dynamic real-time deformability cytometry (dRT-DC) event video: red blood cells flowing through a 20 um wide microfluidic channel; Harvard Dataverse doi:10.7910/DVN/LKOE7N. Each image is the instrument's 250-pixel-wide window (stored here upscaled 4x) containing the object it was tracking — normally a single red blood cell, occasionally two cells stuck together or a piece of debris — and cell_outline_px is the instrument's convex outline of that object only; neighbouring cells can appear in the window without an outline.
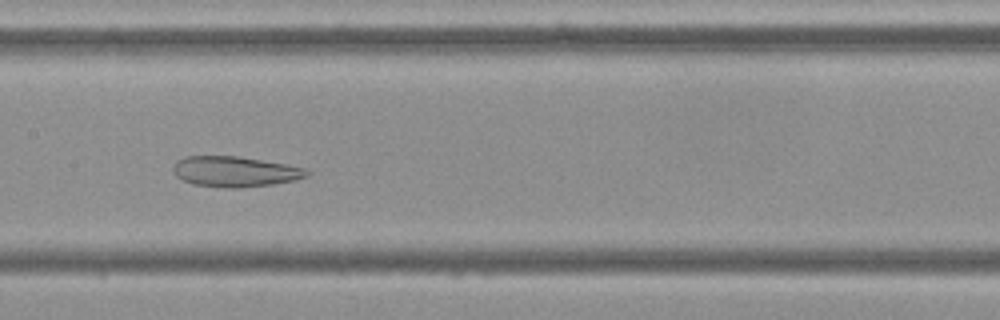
{"species": "Egyptian fruit bat (a non-hibernating species)", "species_latin": "Rousettus aegyptiacus", "temperature_condition": "cold", "stored_images_in_passage": 55, "camera_frame_rate_fps": 3000, "um_per_image_px": 0.085, "frame": {"image": 1, "passage_image": 27, "time_ms": 8.667, "image_size_px": [1000, 320], "cell_outline_px": [[312, 172], [308, 176], [296, 180], [272, 184], [240, 188], [224, 188], [192, 184], [180, 180], [172, 172], [172, 164], [176, 160], [184, 156], [236, 156], [284, 164], [304, 168]], "centroid_in_image_um": [19.91, 14.59], "position_along_channel_um": 187.5, "area_um2": 23.99}}
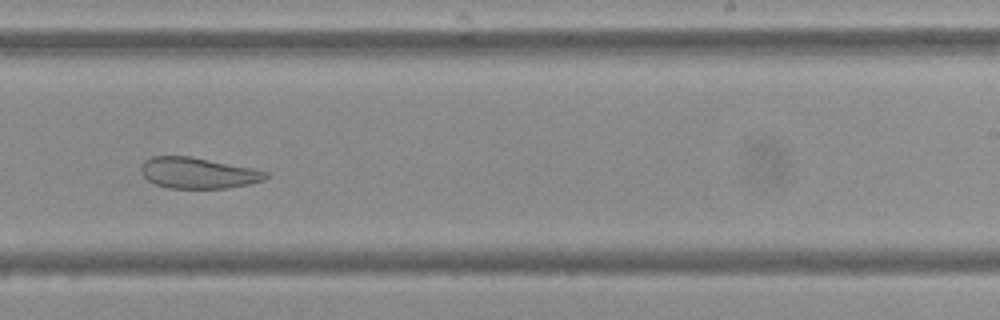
{"frame": {"image": 2, "passage_image": 34, "time_ms": 11.0, "image_size_px": [1000, 320], "cell_outline_px": [[268, 176], [264, 180], [248, 184], [228, 188], [168, 188], [156, 184], [148, 180], [140, 172], [140, 168], [144, 160], [152, 156], [192, 156], [252, 168], [268, 172]], "centroid_in_image_um": [16.81, 14.7], "position_along_channel_um": 272.2, "area_um2": 22.54}}
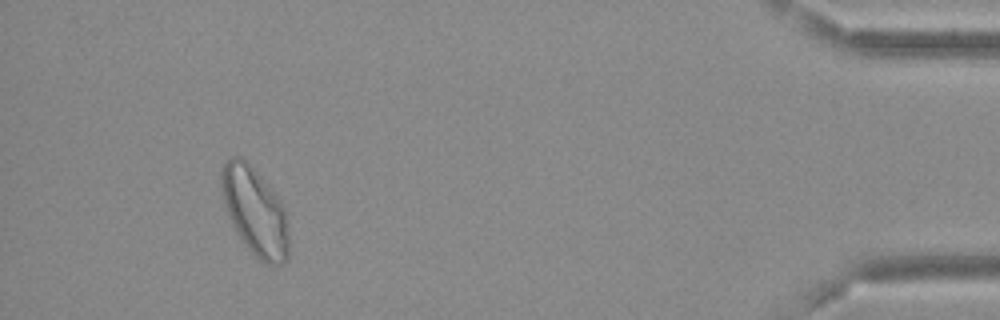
{"frame": {"image": 3, "passage_image": 51, "time_ms": 16.667, "image_size_px": [1000, 320], "cell_outline_px": [[288, 260], [280, 264], [268, 264], [260, 260], [248, 248], [232, 224], [228, 216], [224, 204], [220, 184], [220, 172], [224, 164], [232, 156], [244, 156], [280, 200], [284, 208], [288, 232]], "centroid_in_image_um": [21.65, 17.93], "position_along_channel_um": 413.6, "area_um2": 34.33}}